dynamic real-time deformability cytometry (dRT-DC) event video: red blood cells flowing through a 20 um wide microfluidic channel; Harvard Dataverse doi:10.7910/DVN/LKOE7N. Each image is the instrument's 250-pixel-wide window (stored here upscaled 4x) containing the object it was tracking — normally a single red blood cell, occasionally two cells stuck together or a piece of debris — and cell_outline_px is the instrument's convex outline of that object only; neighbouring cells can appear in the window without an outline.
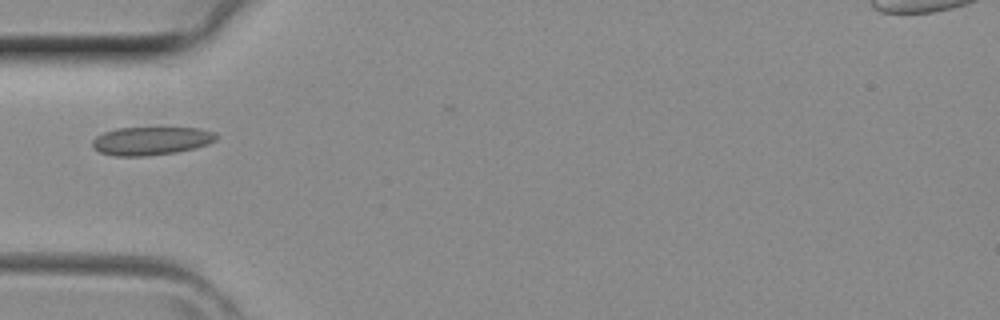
{"species": "common noctule bat (a hibernating species)", "species_latin": "Nyctalus noctula", "temperature_condition": "room temperature", "stored_images_in_passage": 29, "camera_frame_rate_fps": 3000, "um_per_image_px": 0.085, "animal": {"sex": "female", "body_mass_g": 29.2, "forearm_length_mm": 56.3}, "frame": {"image": 1, "passage_image": 1, "time_ms": 0.0, "image_size_px": [1000, 320], "cell_outline_px": [[216, 140], [208, 144], [196, 148], [176, 152], [144, 156], [112, 156], [100, 152], [92, 148], [92, 140], [96, 136], [104, 132], [116, 128], [200, 128], [216, 132]], "centroid_in_image_um": [12.83, 11.97], "position_along_channel_um": 72.2, "area_um2": 20.52}}
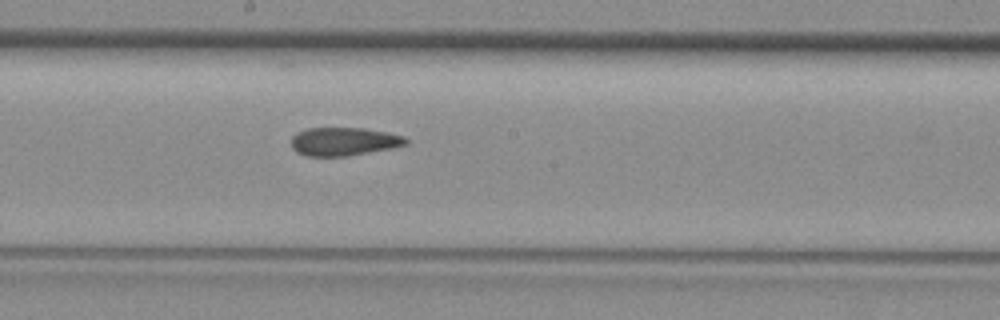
{"frame": {"image": 2, "passage_image": 10, "time_ms": 3.0, "image_size_px": [1000, 320], "cell_outline_px": [[408, 144], [392, 148], [348, 156], [308, 156], [296, 152], [292, 148], [292, 136], [296, 132], [308, 128], [364, 128], [388, 132], [404, 136], [408, 140]], "centroid_in_image_um": [29.23, 12.02], "position_along_channel_um": 219.0, "area_um2": 19.02}}
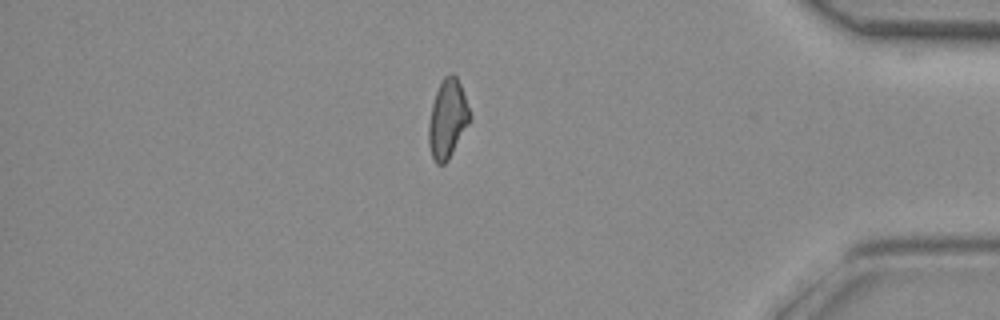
{"frame": {"image": 3, "passage_image": 23, "time_ms": 7.333, "image_size_px": [1000, 320], "cell_outline_px": [[472, 120], [448, 160], [444, 164], [436, 164], [432, 156], [428, 144], [428, 124], [432, 104], [436, 92], [444, 76], [452, 72], [456, 76], [460, 84], [472, 116]], "centroid_in_image_um": [38.05, 10.12], "position_along_channel_um": 397.1, "area_um2": 19.02}}